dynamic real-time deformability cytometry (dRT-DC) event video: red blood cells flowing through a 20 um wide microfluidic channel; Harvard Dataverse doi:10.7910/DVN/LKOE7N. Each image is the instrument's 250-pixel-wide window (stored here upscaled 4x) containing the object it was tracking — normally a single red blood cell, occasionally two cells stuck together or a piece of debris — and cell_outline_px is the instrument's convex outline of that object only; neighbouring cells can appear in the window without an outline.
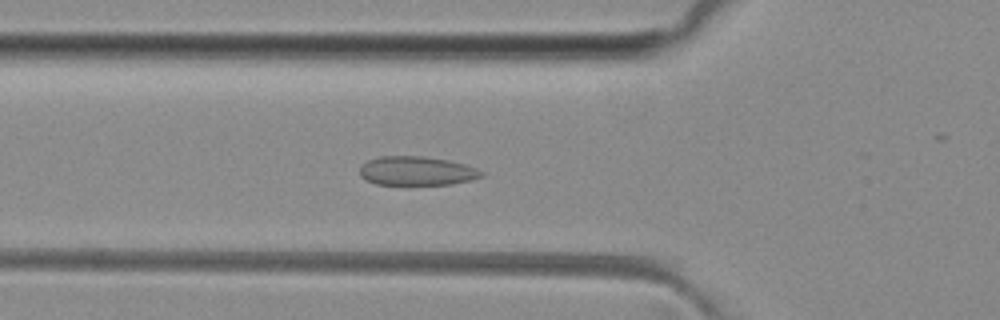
{"species": "common noctule bat (a hibernating species)", "species_latin": "Nyctalus noctula", "temperature_condition": "room temperature", "stored_images_in_passage": 22, "camera_frame_rate_fps": 3000, "um_per_image_px": 0.085, "animal": {"sex": "female", "body_mass_g": 29.2, "forearm_length_mm": 56.3}, "frame": {"image": 1, "passage_image": 4, "time_ms": 1.0, "image_size_px": [1000, 320], "cell_outline_px": [[484, 176], [472, 180], [452, 184], [376, 184], [360, 176], [360, 168], [368, 160], [380, 156], [424, 156], [448, 160], [464, 164], [476, 168], [484, 172]], "centroid_in_image_um": [35.46, 14.52], "position_along_channel_um": 90.3, "area_um2": 20.46}}
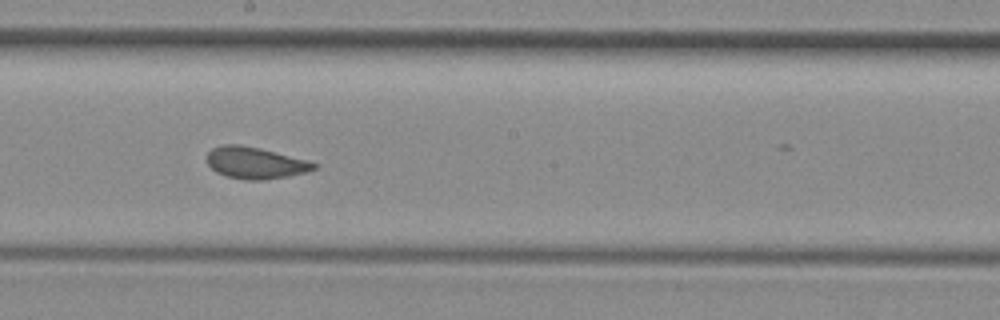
{"frame": {"image": 2, "passage_image": 14, "time_ms": 4.333, "image_size_px": [1000, 320], "cell_outline_px": [[320, 164], [316, 168], [308, 172], [288, 176], [264, 180], [244, 180], [228, 176], [216, 172], [208, 164], [208, 152], [212, 148], [224, 144], [240, 144], [260, 148], [308, 160]], "centroid_in_image_um": [21.74, 13.84], "position_along_channel_um": 226.5, "area_um2": 19.83}}
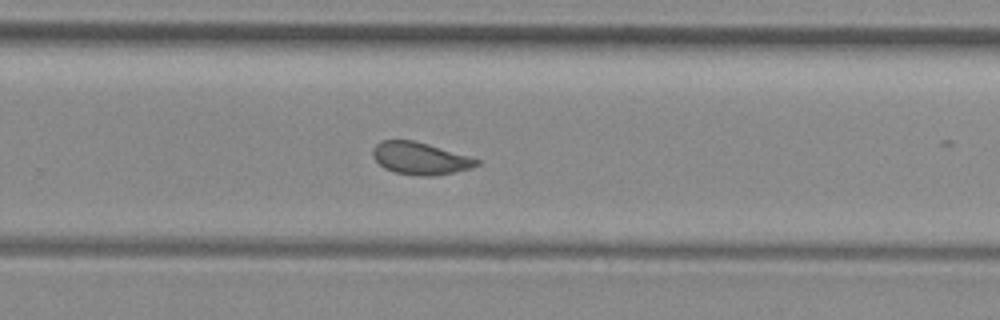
{"frame": {"image": 3, "passage_image": 19, "time_ms": 6.0, "image_size_px": [1000, 320], "cell_outline_px": [[480, 164], [472, 168], [432, 176], [420, 176], [396, 172], [384, 168], [372, 156], [372, 148], [376, 144], [384, 140], [412, 140], [428, 144], [480, 160]], "centroid_in_image_um": [35.69, 13.46], "position_along_channel_um": 294.1, "area_um2": 19.25}}